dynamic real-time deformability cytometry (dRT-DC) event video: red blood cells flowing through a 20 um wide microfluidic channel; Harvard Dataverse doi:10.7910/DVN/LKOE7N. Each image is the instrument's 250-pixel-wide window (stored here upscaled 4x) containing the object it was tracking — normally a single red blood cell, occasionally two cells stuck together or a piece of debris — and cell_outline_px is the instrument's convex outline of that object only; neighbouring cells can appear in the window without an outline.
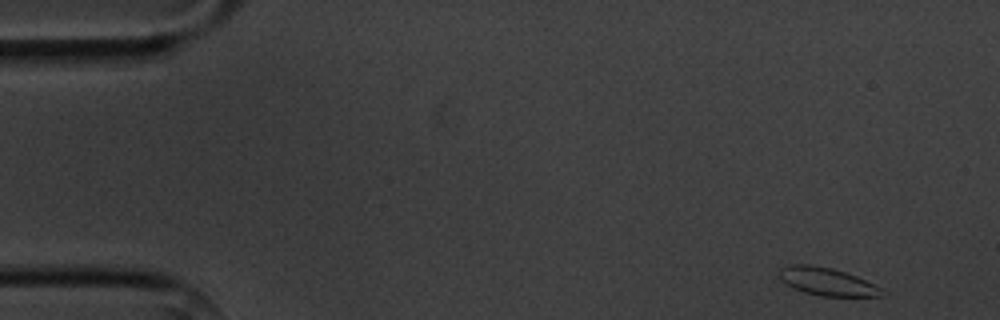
{"species": "common noctule bat (a hibernating species)", "species_latin": "Nyctalus noctula", "temperature_condition": "cold", "stored_images_in_passage": 5, "camera_frame_rate_fps": 3000, "um_per_image_px": 0.085, "animal": {"sex": "male", "body_mass_g": 20.1, "forearm_length_mm": 53.5}, "frame": {"image": 1, "passage_image": 1, "time_ms": 0.0, "image_size_px": [1000, 320], "cell_outline_px": [[884, 296], [820, 296], [804, 292], [780, 280], [780, 268], [792, 264], [808, 264], [832, 268], [856, 276], [880, 288], [884, 292]], "centroid_in_image_um": [70.28, 23.93], "position_along_channel_um": 14.7, "area_um2": 16.3}}
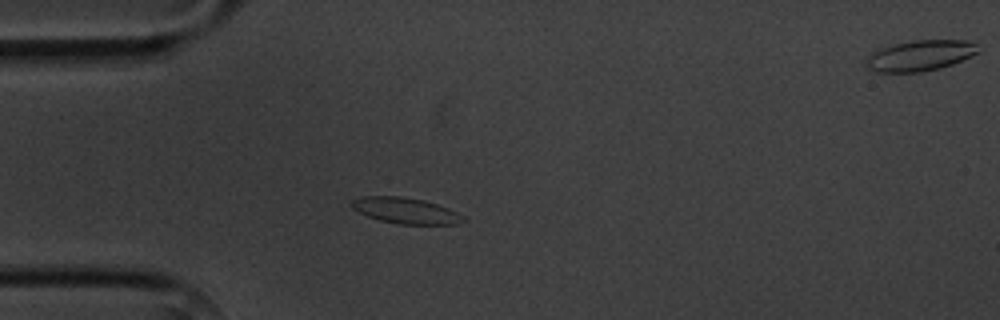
{"frame": {"image": 2, "passage_image": 4, "time_ms": 3.667, "image_size_px": [1000, 320], "cell_outline_px": [[468, 220], [456, 224], [396, 224], [380, 220], [368, 216], [352, 208], [348, 204], [352, 200], [364, 196], [400, 196], [424, 200], [448, 208], [464, 216]], "centroid_in_image_um": [34.48, 17.9], "position_along_channel_um": 50.5, "area_um2": 16.88}}